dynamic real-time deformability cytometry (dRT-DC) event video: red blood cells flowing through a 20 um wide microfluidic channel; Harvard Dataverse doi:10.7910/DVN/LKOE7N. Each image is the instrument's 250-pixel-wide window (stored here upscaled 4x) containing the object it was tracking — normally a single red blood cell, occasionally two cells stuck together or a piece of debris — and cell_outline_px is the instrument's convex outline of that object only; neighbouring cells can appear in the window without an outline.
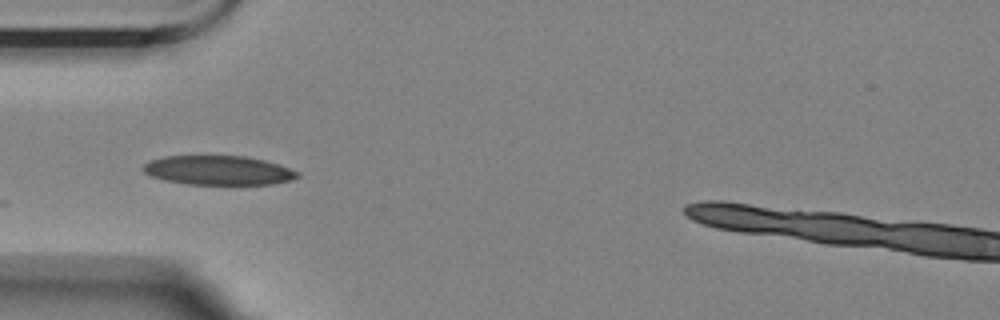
{"species": "Egyptian fruit bat (a non-hibernating species)", "species_latin": "Rousettus aegyptiacus", "temperature_condition": "room temperature", "stored_images_in_passage": 30, "camera_frame_rate_fps": 3000, "um_per_image_px": 0.085, "animal": {"sex": "female"}, "frame": {"image": 1, "passage_image": 1, "time_ms": 0.0, "image_size_px": [1000, 320], "cell_outline_px": [[300, 176], [292, 180], [272, 184], [188, 184], [164, 180], [152, 176], [144, 172], [140, 168], [144, 164], [152, 160], [164, 156], [244, 156], [264, 160], [280, 164], [300, 172]], "centroid_in_image_um": [18.59, 14.48], "position_along_channel_um": 66.4, "area_um2": 26.36}}
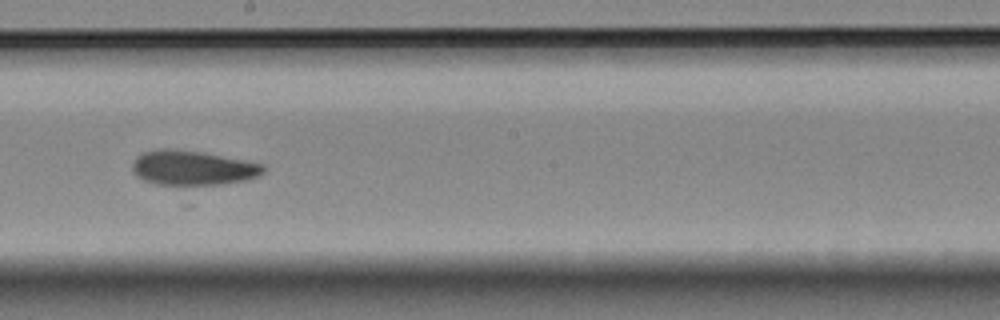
{"frame": {"image": 2, "passage_image": 15, "time_ms": 4.667, "image_size_px": [1000, 320], "cell_outline_px": [[264, 172], [256, 176], [244, 180], [220, 184], [192, 188], [156, 184], [144, 180], [136, 176], [132, 172], [132, 164], [144, 152], [200, 152], [264, 164]], "centroid_in_image_um": [16.41, 14.37], "position_along_channel_um": 231.8, "area_um2": 25.89}}
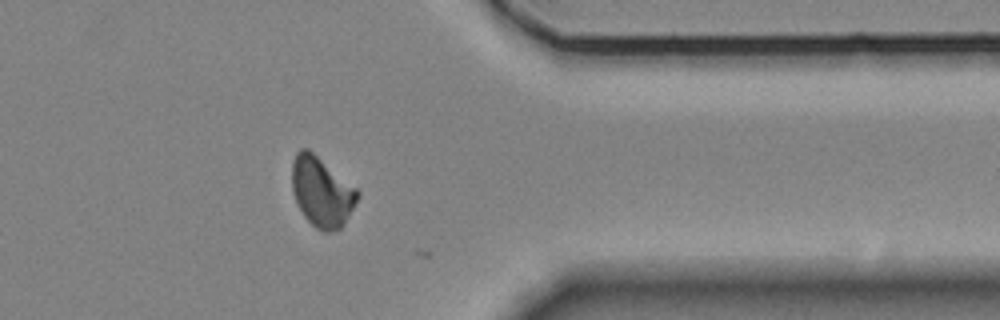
{"frame": {"image": 3, "passage_image": 29, "time_ms": 9.333, "image_size_px": [1000, 320], "cell_outline_px": [[360, 196], [344, 224], [340, 228], [328, 232], [324, 232], [316, 228], [304, 216], [296, 204], [292, 188], [292, 160], [296, 152], [300, 148], [308, 148], [356, 188], [360, 192]], "centroid_in_image_um": [27.33, 16.3], "position_along_channel_um": 384.1, "area_um2": 26.65}}